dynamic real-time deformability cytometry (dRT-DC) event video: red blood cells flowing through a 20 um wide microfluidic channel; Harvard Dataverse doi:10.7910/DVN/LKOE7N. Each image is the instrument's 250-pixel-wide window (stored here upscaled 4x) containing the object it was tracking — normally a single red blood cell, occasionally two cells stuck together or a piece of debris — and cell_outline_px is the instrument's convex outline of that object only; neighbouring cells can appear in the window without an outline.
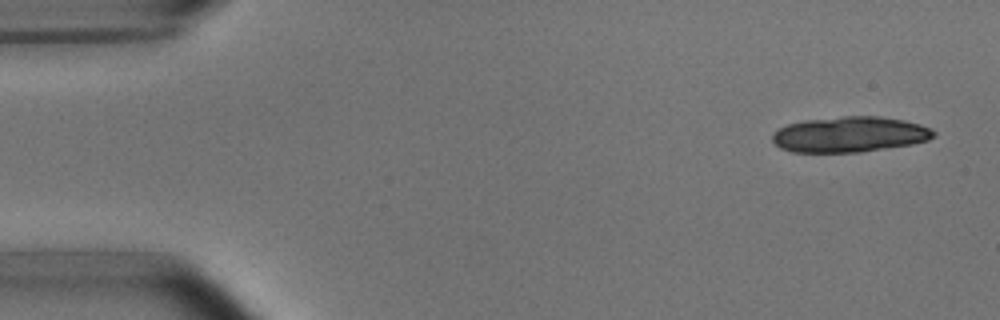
{"species": "common noctule bat (a hibernating species)", "species_latin": "Nyctalus noctula", "temperature_condition": "room temperature", "stored_images_in_passage": 4, "camera_frame_rate_fps": 3000, "um_per_image_px": 0.085, "animal": {"sex": "male", "body_mass_g": 15.6}, "frame": {"image": 1, "passage_image": 1, "time_ms": 0.0, "image_size_px": [1000, 320], "cell_outline_px": [[936, 136], [928, 140], [912, 144], [860, 152], [792, 152], [780, 148], [772, 140], [772, 132], [788, 124], [804, 120], [844, 116], [876, 116], [904, 120], [920, 124], [932, 128], [936, 132]], "centroid_in_image_um": [72.24, 11.42], "position_along_channel_um": 12.8, "area_um2": 33.52}}